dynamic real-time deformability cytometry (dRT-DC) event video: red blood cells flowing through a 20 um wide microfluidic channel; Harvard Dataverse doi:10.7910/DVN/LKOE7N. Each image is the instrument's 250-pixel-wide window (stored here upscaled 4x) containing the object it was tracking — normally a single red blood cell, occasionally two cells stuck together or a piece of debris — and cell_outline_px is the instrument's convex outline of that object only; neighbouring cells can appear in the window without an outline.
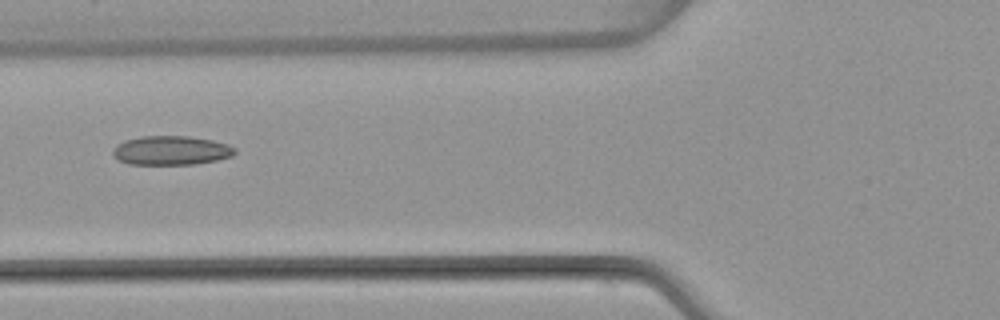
{"species": "common noctule bat (a hibernating species)", "species_latin": "Nyctalus noctula", "temperature_condition": "warm", "stored_images_in_passage": 6, "camera_frame_rate_fps": 3000, "um_per_image_px": 0.085, "animal": {"sex": "female", "body_mass_g": 22.7, "forearm_length_mm": 54.2}, "frame": {"image": 1, "passage_image": 6, "time_ms": 6.0, "image_size_px": [1000, 320], "cell_outline_px": [[236, 152], [232, 156], [216, 160], [196, 164], [128, 164], [120, 160], [112, 152], [116, 144], [124, 140], [140, 136], [188, 136], [212, 140], [228, 144], [236, 148]], "centroid_in_image_um": [14.56, 12.78], "position_along_channel_um": 111.2, "area_um2": 20.69}}